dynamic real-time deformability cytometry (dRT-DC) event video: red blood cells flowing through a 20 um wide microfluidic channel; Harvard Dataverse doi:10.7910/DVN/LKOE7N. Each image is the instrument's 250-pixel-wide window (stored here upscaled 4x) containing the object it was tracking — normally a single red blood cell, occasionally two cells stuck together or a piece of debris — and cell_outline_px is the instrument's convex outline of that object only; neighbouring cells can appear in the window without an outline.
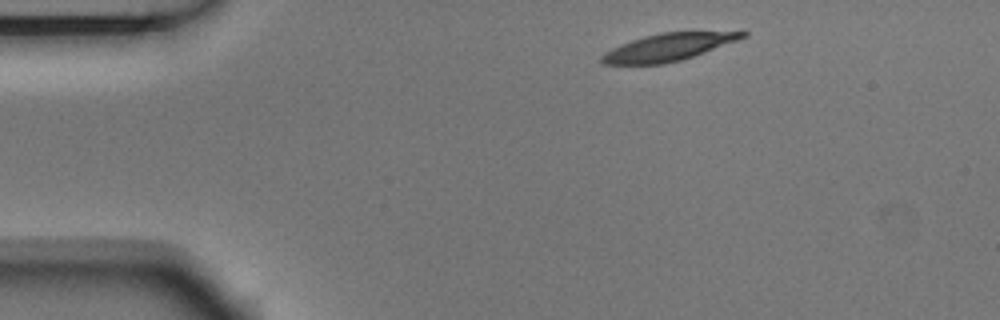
{"species": "Egyptian fruit bat (a non-hibernating species)", "species_latin": "Rousettus aegyptiacus", "temperature_condition": "room temperature", "stored_images_in_passage": 3, "camera_frame_rate_fps": 3000, "um_per_image_px": 0.085, "animal": {"sex": "male"}, "frame": {"image": 1, "passage_image": 1, "time_ms": 0.0, "image_size_px": [1000, 320], "cell_outline_px": [[748, 36], [692, 56], [680, 60], [664, 64], [600, 64], [600, 56], [604, 52], [620, 44], [644, 36], [660, 32], [748, 32]], "centroid_in_image_um": [56.71, 4.01], "position_along_channel_um": 28.3, "area_um2": 22.08}}
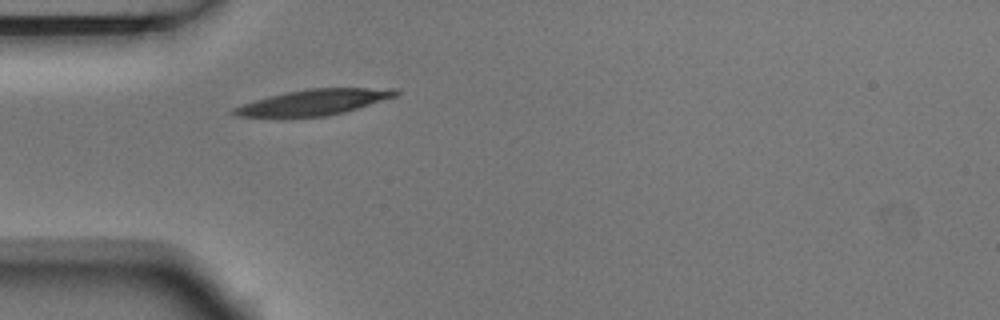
{"frame": {"image": 2, "passage_image": 3, "time_ms": 0.667, "image_size_px": [1000, 320], "cell_outline_px": [[400, 92], [396, 96], [344, 112], [324, 116], [236, 116], [232, 112], [232, 108], [268, 96], [308, 88], [396, 88]], "centroid_in_image_um": [26.72, 8.67], "position_along_channel_um": 58.3, "area_um2": 23.64}}